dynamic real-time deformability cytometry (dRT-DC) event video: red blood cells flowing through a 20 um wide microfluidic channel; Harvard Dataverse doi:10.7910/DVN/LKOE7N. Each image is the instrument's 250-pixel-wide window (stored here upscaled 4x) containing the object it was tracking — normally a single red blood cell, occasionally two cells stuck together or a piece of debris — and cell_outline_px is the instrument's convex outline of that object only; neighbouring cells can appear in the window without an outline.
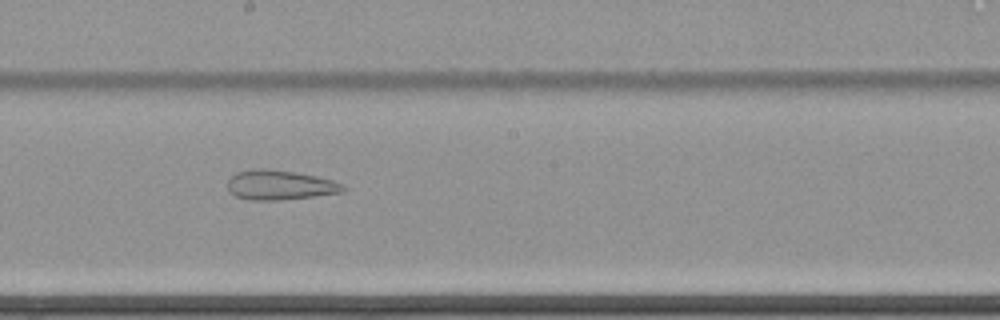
{"species": "common noctule bat (a hibernating species)", "species_latin": "Nyctalus noctula", "temperature_condition": "cold", "stored_images_in_passage": 62, "camera_frame_rate_fps": 3000, "um_per_image_px": 0.085, "animal": {"sex": "female", "body_mass_g": 22.7, "forearm_length_mm": 54.2}, "frame": {"image": 1, "passage_image": 37, "time_ms": 12.0, "image_size_px": [1000, 320], "cell_outline_px": [[348, 188], [344, 192], [280, 200], [248, 200], [236, 196], [228, 192], [228, 180], [236, 172], [256, 168], [264, 168], [296, 172], [316, 176], [332, 180], [344, 184]], "centroid_in_image_um": [23.79, 15.72], "position_along_channel_um": 224.4, "area_um2": 20.11}}
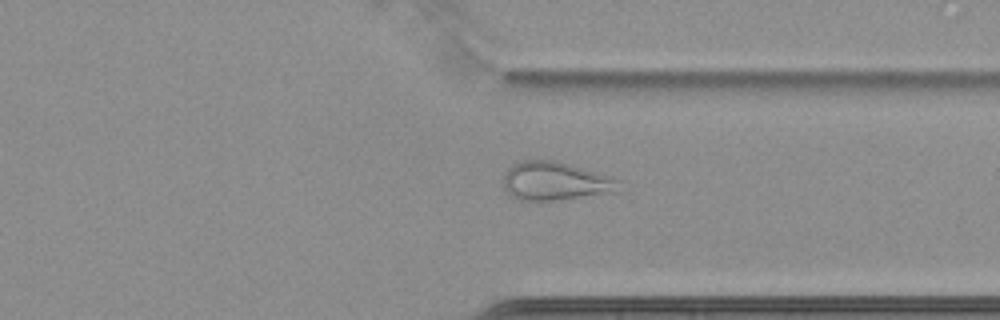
{"frame": {"image": 2, "passage_image": 49, "time_ms": 16.0, "image_size_px": [1000, 320], "cell_outline_px": [[620, 192], [560, 200], [520, 200], [512, 196], [504, 188], [504, 172], [508, 168], [520, 160], [556, 160], [596, 172], [620, 180]], "centroid_in_image_um": [47.22, 15.4], "position_along_channel_um": 364.2, "area_um2": 26.07}}
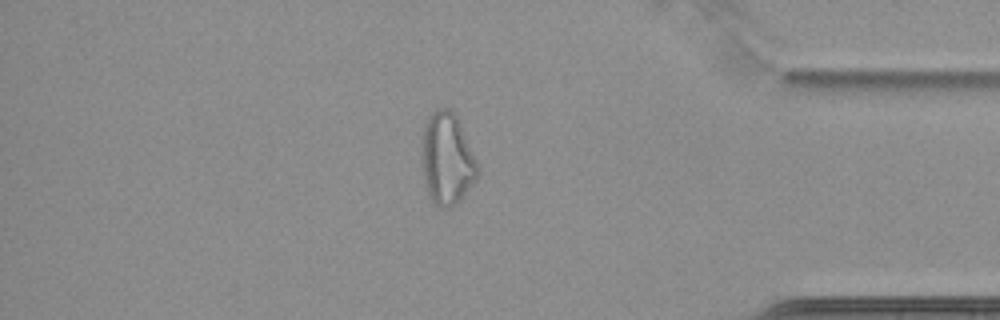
{"frame": {"image": 3, "passage_image": 54, "time_ms": 17.667, "image_size_px": [1000, 320], "cell_outline_px": [[480, 172], [476, 180], [460, 200], [452, 208], [440, 208], [428, 196], [424, 184], [420, 164], [420, 136], [424, 124], [428, 116], [436, 108], [448, 108], [456, 116], [460, 124], [480, 168]], "centroid_in_image_um": [37.94, 13.52], "position_along_channel_um": 397.3, "area_um2": 30.81}}